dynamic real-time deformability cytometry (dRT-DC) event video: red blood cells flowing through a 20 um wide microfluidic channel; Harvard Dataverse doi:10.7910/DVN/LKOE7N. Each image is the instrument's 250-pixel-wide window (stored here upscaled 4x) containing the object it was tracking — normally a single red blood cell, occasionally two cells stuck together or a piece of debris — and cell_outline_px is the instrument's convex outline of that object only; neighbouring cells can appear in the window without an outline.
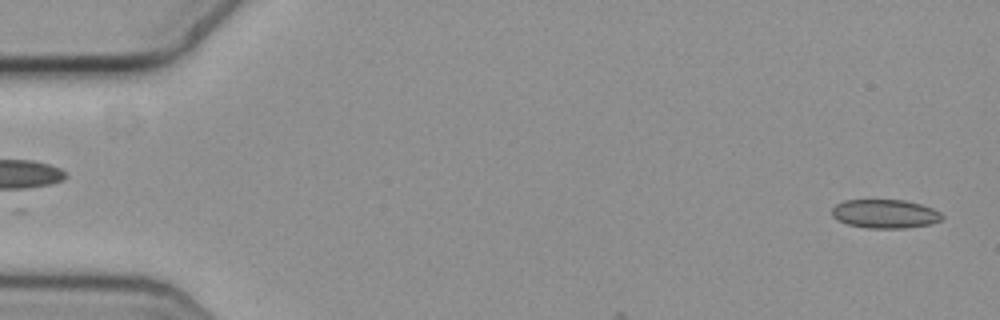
{"species": "common noctule bat (a hibernating species)", "species_latin": "Nyctalus noctula", "temperature_condition": "cold", "stored_images_in_passage": 7, "camera_frame_rate_fps": 3000, "um_per_image_px": 0.085, "animal": {"sex": "female", "body_mass_g": 19.3, "forearm_length_mm": 54.1}, "frame": {"image": 1, "passage_image": 2, "time_ms": 0.333, "image_size_px": [1000, 320], "cell_outline_px": [[944, 216], [940, 220], [932, 224], [904, 228], [868, 228], [848, 224], [836, 220], [832, 216], [832, 208], [836, 204], [844, 200], [904, 200], [920, 204], [932, 208], [940, 212]], "centroid_in_image_um": [75.21, 18.17], "position_along_channel_um": 9.8, "area_um2": 18.5}}